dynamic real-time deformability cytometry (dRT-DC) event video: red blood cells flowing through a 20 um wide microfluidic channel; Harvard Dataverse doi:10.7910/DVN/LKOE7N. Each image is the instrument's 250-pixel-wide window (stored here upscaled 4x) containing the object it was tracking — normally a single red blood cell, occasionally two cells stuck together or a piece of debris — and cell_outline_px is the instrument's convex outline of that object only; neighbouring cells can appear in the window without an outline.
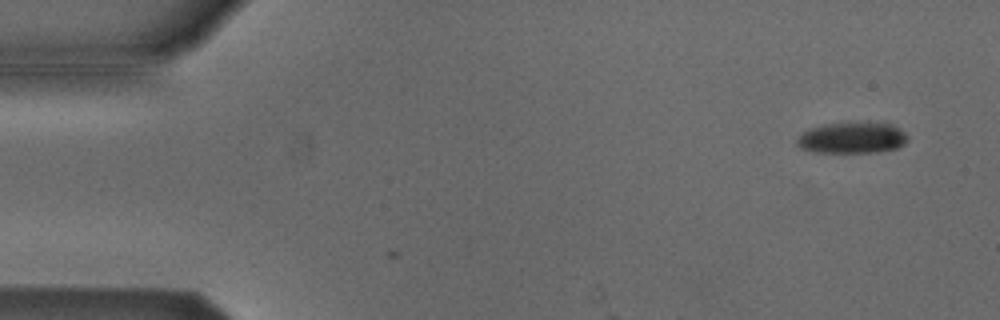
{"species": "Egyptian fruit bat (a non-hibernating species)", "species_latin": "Rousettus aegyptiacus", "temperature_condition": "cold", "stored_images_in_passage": 4, "camera_frame_rate_fps": 3000, "um_per_image_px": 0.085, "animal": {"sex": "male"}, "frame": {"image": 1, "passage_image": 1, "time_ms": 0.0, "image_size_px": [1000, 320], "cell_outline_px": [[908, 140], [904, 144], [896, 148], [876, 152], [816, 152], [800, 148], [796, 144], [796, 140], [804, 132], [812, 128], [824, 124], [892, 124], [904, 132], [908, 136]], "centroid_in_image_um": [72.43, 11.74], "position_along_channel_um": 12.6, "area_um2": 19.48}}